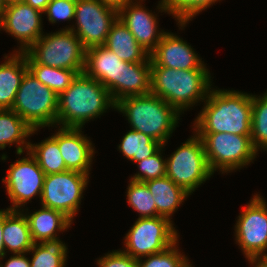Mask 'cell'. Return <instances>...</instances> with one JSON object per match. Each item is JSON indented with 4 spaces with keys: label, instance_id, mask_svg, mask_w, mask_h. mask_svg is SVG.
Returning <instances> with one entry per match:
<instances>
[{
    "label": "cell",
    "instance_id": "cell-7",
    "mask_svg": "<svg viewBox=\"0 0 267 267\" xmlns=\"http://www.w3.org/2000/svg\"><path fill=\"white\" fill-rule=\"evenodd\" d=\"M202 140L211 171L232 172L252 162L257 151L251 135L233 133H196Z\"/></svg>",
    "mask_w": 267,
    "mask_h": 267
},
{
    "label": "cell",
    "instance_id": "cell-36",
    "mask_svg": "<svg viewBox=\"0 0 267 267\" xmlns=\"http://www.w3.org/2000/svg\"><path fill=\"white\" fill-rule=\"evenodd\" d=\"M99 267H138L137 259L125 254L121 250H116L105 254V256L98 259Z\"/></svg>",
    "mask_w": 267,
    "mask_h": 267
},
{
    "label": "cell",
    "instance_id": "cell-10",
    "mask_svg": "<svg viewBox=\"0 0 267 267\" xmlns=\"http://www.w3.org/2000/svg\"><path fill=\"white\" fill-rule=\"evenodd\" d=\"M88 180V174L72 170L45 175L41 206L58 210L73 221Z\"/></svg>",
    "mask_w": 267,
    "mask_h": 267
},
{
    "label": "cell",
    "instance_id": "cell-18",
    "mask_svg": "<svg viewBox=\"0 0 267 267\" xmlns=\"http://www.w3.org/2000/svg\"><path fill=\"white\" fill-rule=\"evenodd\" d=\"M122 60L105 46L86 49L84 73L96 79L110 92L114 102H118V80Z\"/></svg>",
    "mask_w": 267,
    "mask_h": 267
},
{
    "label": "cell",
    "instance_id": "cell-38",
    "mask_svg": "<svg viewBox=\"0 0 267 267\" xmlns=\"http://www.w3.org/2000/svg\"><path fill=\"white\" fill-rule=\"evenodd\" d=\"M26 4H29L32 8L41 11L42 13L45 12L49 2L51 0H22Z\"/></svg>",
    "mask_w": 267,
    "mask_h": 267
},
{
    "label": "cell",
    "instance_id": "cell-29",
    "mask_svg": "<svg viewBox=\"0 0 267 267\" xmlns=\"http://www.w3.org/2000/svg\"><path fill=\"white\" fill-rule=\"evenodd\" d=\"M67 246L63 242L34 243L28 251L34 252L30 267H64L66 266Z\"/></svg>",
    "mask_w": 267,
    "mask_h": 267
},
{
    "label": "cell",
    "instance_id": "cell-31",
    "mask_svg": "<svg viewBox=\"0 0 267 267\" xmlns=\"http://www.w3.org/2000/svg\"><path fill=\"white\" fill-rule=\"evenodd\" d=\"M251 140L257 152L267 150V91L262 97L252 95Z\"/></svg>",
    "mask_w": 267,
    "mask_h": 267
},
{
    "label": "cell",
    "instance_id": "cell-3",
    "mask_svg": "<svg viewBox=\"0 0 267 267\" xmlns=\"http://www.w3.org/2000/svg\"><path fill=\"white\" fill-rule=\"evenodd\" d=\"M210 78L208 69L151 66V93L182 113L198 101L207 99L212 85Z\"/></svg>",
    "mask_w": 267,
    "mask_h": 267
},
{
    "label": "cell",
    "instance_id": "cell-16",
    "mask_svg": "<svg viewBox=\"0 0 267 267\" xmlns=\"http://www.w3.org/2000/svg\"><path fill=\"white\" fill-rule=\"evenodd\" d=\"M138 1V0H137ZM139 2H130L118 10V18L128 28L137 42L150 54L160 42L163 30H158L157 15L143 8Z\"/></svg>",
    "mask_w": 267,
    "mask_h": 267
},
{
    "label": "cell",
    "instance_id": "cell-19",
    "mask_svg": "<svg viewBox=\"0 0 267 267\" xmlns=\"http://www.w3.org/2000/svg\"><path fill=\"white\" fill-rule=\"evenodd\" d=\"M25 216L34 243L62 242L57 237V231H65L72 224L62 212L43 206L32 214L25 212Z\"/></svg>",
    "mask_w": 267,
    "mask_h": 267
},
{
    "label": "cell",
    "instance_id": "cell-43",
    "mask_svg": "<svg viewBox=\"0 0 267 267\" xmlns=\"http://www.w3.org/2000/svg\"><path fill=\"white\" fill-rule=\"evenodd\" d=\"M7 3H10V2H16V1H22V0H5Z\"/></svg>",
    "mask_w": 267,
    "mask_h": 267
},
{
    "label": "cell",
    "instance_id": "cell-41",
    "mask_svg": "<svg viewBox=\"0 0 267 267\" xmlns=\"http://www.w3.org/2000/svg\"><path fill=\"white\" fill-rule=\"evenodd\" d=\"M248 261L254 266V267H267V257H252L248 258Z\"/></svg>",
    "mask_w": 267,
    "mask_h": 267
},
{
    "label": "cell",
    "instance_id": "cell-15",
    "mask_svg": "<svg viewBox=\"0 0 267 267\" xmlns=\"http://www.w3.org/2000/svg\"><path fill=\"white\" fill-rule=\"evenodd\" d=\"M151 66H162L174 69H206L204 62L195 53L191 45L170 32H165L150 53Z\"/></svg>",
    "mask_w": 267,
    "mask_h": 267
},
{
    "label": "cell",
    "instance_id": "cell-1",
    "mask_svg": "<svg viewBox=\"0 0 267 267\" xmlns=\"http://www.w3.org/2000/svg\"><path fill=\"white\" fill-rule=\"evenodd\" d=\"M194 122L196 133L251 135L252 94L211 89Z\"/></svg>",
    "mask_w": 267,
    "mask_h": 267
},
{
    "label": "cell",
    "instance_id": "cell-6",
    "mask_svg": "<svg viewBox=\"0 0 267 267\" xmlns=\"http://www.w3.org/2000/svg\"><path fill=\"white\" fill-rule=\"evenodd\" d=\"M12 110L33 129L50 127L57 121L58 95L28 70L16 93Z\"/></svg>",
    "mask_w": 267,
    "mask_h": 267
},
{
    "label": "cell",
    "instance_id": "cell-12",
    "mask_svg": "<svg viewBox=\"0 0 267 267\" xmlns=\"http://www.w3.org/2000/svg\"><path fill=\"white\" fill-rule=\"evenodd\" d=\"M235 225L236 242L245 257H267V204L258 194L243 207Z\"/></svg>",
    "mask_w": 267,
    "mask_h": 267
},
{
    "label": "cell",
    "instance_id": "cell-34",
    "mask_svg": "<svg viewBox=\"0 0 267 267\" xmlns=\"http://www.w3.org/2000/svg\"><path fill=\"white\" fill-rule=\"evenodd\" d=\"M163 148L164 145L155 154L136 162L140 172L132 176L130 180L146 182L166 176V159H163L161 155Z\"/></svg>",
    "mask_w": 267,
    "mask_h": 267
},
{
    "label": "cell",
    "instance_id": "cell-2",
    "mask_svg": "<svg viewBox=\"0 0 267 267\" xmlns=\"http://www.w3.org/2000/svg\"><path fill=\"white\" fill-rule=\"evenodd\" d=\"M110 106L115 109L116 103L108 89L85 73L78 74L58 96L56 125L82 128L87 121L103 114Z\"/></svg>",
    "mask_w": 267,
    "mask_h": 267
},
{
    "label": "cell",
    "instance_id": "cell-17",
    "mask_svg": "<svg viewBox=\"0 0 267 267\" xmlns=\"http://www.w3.org/2000/svg\"><path fill=\"white\" fill-rule=\"evenodd\" d=\"M59 128L51 137L58 143L66 169L89 175L95 153L92 143L82 134V128Z\"/></svg>",
    "mask_w": 267,
    "mask_h": 267
},
{
    "label": "cell",
    "instance_id": "cell-27",
    "mask_svg": "<svg viewBox=\"0 0 267 267\" xmlns=\"http://www.w3.org/2000/svg\"><path fill=\"white\" fill-rule=\"evenodd\" d=\"M28 152L37 160L45 175L67 171L58 143L48 137L38 144H29Z\"/></svg>",
    "mask_w": 267,
    "mask_h": 267
},
{
    "label": "cell",
    "instance_id": "cell-40",
    "mask_svg": "<svg viewBox=\"0 0 267 267\" xmlns=\"http://www.w3.org/2000/svg\"><path fill=\"white\" fill-rule=\"evenodd\" d=\"M3 225H4V210L1 209L0 210V259L4 258L6 255L3 242Z\"/></svg>",
    "mask_w": 267,
    "mask_h": 267
},
{
    "label": "cell",
    "instance_id": "cell-8",
    "mask_svg": "<svg viewBox=\"0 0 267 267\" xmlns=\"http://www.w3.org/2000/svg\"><path fill=\"white\" fill-rule=\"evenodd\" d=\"M213 175L201 138L195 134L166 159V176L189 194Z\"/></svg>",
    "mask_w": 267,
    "mask_h": 267
},
{
    "label": "cell",
    "instance_id": "cell-4",
    "mask_svg": "<svg viewBox=\"0 0 267 267\" xmlns=\"http://www.w3.org/2000/svg\"><path fill=\"white\" fill-rule=\"evenodd\" d=\"M133 130L149 135L164 146L175 130L180 112L153 93L129 96L116 102Z\"/></svg>",
    "mask_w": 267,
    "mask_h": 267
},
{
    "label": "cell",
    "instance_id": "cell-9",
    "mask_svg": "<svg viewBox=\"0 0 267 267\" xmlns=\"http://www.w3.org/2000/svg\"><path fill=\"white\" fill-rule=\"evenodd\" d=\"M166 217L138 218L125 236V249L134 259L165 251L178 242V233Z\"/></svg>",
    "mask_w": 267,
    "mask_h": 267
},
{
    "label": "cell",
    "instance_id": "cell-33",
    "mask_svg": "<svg viewBox=\"0 0 267 267\" xmlns=\"http://www.w3.org/2000/svg\"><path fill=\"white\" fill-rule=\"evenodd\" d=\"M176 246L177 242L163 252L142 257H147L146 260L137 259L138 267H185L188 259L178 251Z\"/></svg>",
    "mask_w": 267,
    "mask_h": 267
},
{
    "label": "cell",
    "instance_id": "cell-32",
    "mask_svg": "<svg viewBox=\"0 0 267 267\" xmlns=\"http://www.w3.org/2000/svg\"><path fill=\"white\" fill-rule=\"evenodd\" d=\"M127 188L128 204L138 213L139 218L156 217V204L145 182L130 180Z\"/></svg>",
    "mask_w": 267,
    "mask_h": 267
},
{
    "label": "cell",
    "instance_id": "cell-25",
    "mask_svg": "<svg viewBox=\"0 0 267 267\" xmlns=\"http://www.w3.org/2000/svg\"><path fill=\"white\" fill-rule=\"evenodd\" d=\"M37 129L31 128L12 109H0V149H5L12 143L18 145L16 153L21 155L24 149L28 151L30 142L25 139L35 133ZM25 147V148H23Z\"/></svg>",
    "mask_w": 267,
    "mask_h": 267
},
{
    "label": "cell",
    "instance_id": "cell-28",
    "mask_svg": "<svg viewBox=\"0 0 267 267\" xmlns=\"http://www.w3.org/2000/svg\"><path fill=\"white\" fill-rule=\"evenodd\" d=\"M28 70L46 87L58 96L63 93L78 73L74 70L45 66L42 64H27Z\"/></svg>",
    "mask_w": 267,
    "mask_h": 267
},
{
    "label": "cell",
    "instance_id": "cell-26",
    "mask_svg": "<svg viewBox=\"0 0 267 267\" xmlns=\"http://www.w3.org/2000/svg\"><path fill=\"white\" fill-rule=\"evenodd\" d=\"M162 146L149 135L131 129L123 136L118 149L128 160L136 163L155 154Z\"/></svg>",
    "mask_w": 267,
    "mask_h": 267
},
{
    "label": "cell",
    "instance_id": "cell-14",
    "mask_svg": "<svg viewBox=\"0 0 267 267\" xmlns=\"http://www.w3.org/2000/svg\"><path fill=\"white\" fill-rule=\"evenodd\" d=\"M42 14L23 1L7 3L1 28L21 43L16 52H26L43 35Z\"/></svg>",
    "mask_w": 267,
    "mask_h": 267
},
{
    "label": "cell",
    "instance_id": "cell-11",
    "mask_svg": "<svg viewBox=\"0 0 267 267\" xmlns=\"http://www.w3.org/2000/svg\"><path fill=\"white\" fill-rule=\"evenodd\" d=\"M76 26L66 27L81 40L85 49L104 45L109 30L118 18V10L99 0H79L76 2ZM77 28V29H76Z\"/></svg>",
    "mask_w": 267,
    "mask_h": 267
},
{
    "label": "cell",
    "instance_id": "cell-20",
    "mask_svg": "<svg viewBox=\"0 0 267 267\" xmlns=\"http://www.w3.org/2000/svg\"><path fill=\"white\" fill-rule=\"evenodd\" d=\"M4 57V63L0 64V109H12L28 65L24 52Z\"/></svg>",
    "mask_w": 267,
    "mask_h": 267
},
{
    "label": "cell",
    "instance_id": "cell-42",
    "mask_svg": "<svg viewBox=\"0 0 267 267\" xmlns=\"http://www.w3.org/2000/svg\"><path fill=\"white\" fill-rule=\"evenodd\" d=\"M7 2L5 0H0V19L6 9Z\"/></svg>",
    "mask_w": 267,
    "mask_h": 267
},
{
    "label": "cell",
    "instance_id": "cell-21",
    "mask_svg": "<svg viewBox=\"0 0 267 267\" xmlns=\"http://www.w3.org/2000/svg\"><path fill=\"white\" fill-rule=\"evenodd\" d=\"M103 46L114 52L122 61L151 62L150 54L137 42L119 18L109 30Z\"/></svg>",
    "mask_w": 267,
    "mask_h": 267
},
{
    "label": "cell",
    "instance_id": "cell-24",
    "mask_svg": "<svg viewBox=\"0 0 267 267\" xmlns=\"http://www.w3.org/2000/svg\"><path fill=\"white\" fill-rule=\"evenodd\" d=\"M156 204V217L172 219L173 213L189 194L184 188L176 185L169 177L163 176L145 182Z\"/></svg>",
    "mask_w": 267,
    "mask_h": 267
},
{
    "label": "cell",
    "instance_id": "cell-22",
    "mask_svg": "<svg viewBox=\"0 0 267 267\" xmlns=\"http://www.w3.org/2000/svg\"><path fill=\"white\" fill-rule=\"evenodd\" d=\"M151 92V62H120L118 101Z\"/></svg>",
    "mask_w": 267,
    "mask_h": 267
},
{
    "label": "cell",
    "instance_id": "cell-5",
    "mask_svg": "<svg viewBox=\"0 0 267 267\" xmlns=\"http://www.w3.org/2000/svg\"><path fill=\"white\" fill-rule=\"evenodd\" d=\"M25 53L27 64L74 70L84 73L86 49L71 30L42 35Z\"/></svg>",
    "mask_w": 267,
    "mask_h": 267
},
{
    "label": "cell",
    "instance_id": "cell-37",
    "mask_svg": "<svg viewBox=\"0 0 267 267\" xmlns=\"http://www.w3.org/2000/svg\"><path fill=\"white\" fill-rule=\"evenodd\" d=\"M26 253H18L11 256L4 266L0 263V267H30V259L25 256Z\"/></svg>",
    "mask_w": 267,
    "mask_h": 267
},
{
    "label": "cell",
    "instance_id": "cell-30",
    "mask_svg": "<svg viewBox=\"0 0 267 267\" xmlns=\"http://www.w3.org/2000/svg\"><path fill=\"white\" fill-rule=\"evenodd\" d=\"M218 0H161L158 10L172 14L180 27ZM220 1V0H219Z\"/></svg>",
    "mask_w": 267,
    "mask_h": 267
},
{
    "label": "cell",
    "instance_id": "cell-39",
    "mask_svg": "<svg viewBox=\"0 0 267 267\" xmlns=\"http://www.w3.org/2000/svg\"><path fill=\"white\" fill-rule=\"evenodd\" d=\"M99 1L116 10H119L134 0H99Z\"/></svg>",
    "mask_w": 267,
    "mask_h": 267
},
{
    "label": "cell",
    "instance_id": "cell-35",
    "mask_svg": "<svg viewBox=\"0 0 267 267\" xmlns=\"http://www.w3.org/2000/svg\"><path fill=\"white\" fill-rule=\"evenodd\" d=\"M76 2L72 0H51L45 10L48 21L56 23L59 20H72L75 17Z\"/></svg>",
    "mask_w": 267,
    "mask_h": 267
},
{
    "label": "cell",
    "instance_id": "cell-44",
    "mask_svg": "<svg viewBox=\"0 0 267 267\" xmlns=\"http://www.w3.org/2000/svg\"><path fill=\"white\" fill-rule=\"evenodd\" d=\"M185 267H192L191 264L188 262Z\"/></svg>",
    "mask_w": 267,
    "mask_h": 267
},
{
    "label": "cell",
    "instance_id": "cell-23",
    "mask_svg": "<svg viewBox=\"0 0 267 267\" xmlns=\"http://www.w3.org/2000/svg\"><path fill=\"white\" fill-rule=\"evenodd\" d=\"M3 242L5 253H28L34 242L31 238L27 218L20 210H4Z\"/></svg>",
    "mask_w": 267,
    "mask_h": 267
},
{
    "label": "cell",
    "instance_id": "cell-13",
    "mask_svg": "<svg viewBox=\"0 0 267 267\" xmlns=\"http://www.w3.org/2000/svg\"><path fill=\"white\" fill-rule=\"evenodd\" d=\"M27 155V158L11 164L6 178L2 180L12 203L11 210H21L20 207L33 197L39 195L41 199L42 196L45 173L30 152L27 151Z\"/></svg>",
    "mask_w": 267,
    "mask_h": 267
}]
</instances>
